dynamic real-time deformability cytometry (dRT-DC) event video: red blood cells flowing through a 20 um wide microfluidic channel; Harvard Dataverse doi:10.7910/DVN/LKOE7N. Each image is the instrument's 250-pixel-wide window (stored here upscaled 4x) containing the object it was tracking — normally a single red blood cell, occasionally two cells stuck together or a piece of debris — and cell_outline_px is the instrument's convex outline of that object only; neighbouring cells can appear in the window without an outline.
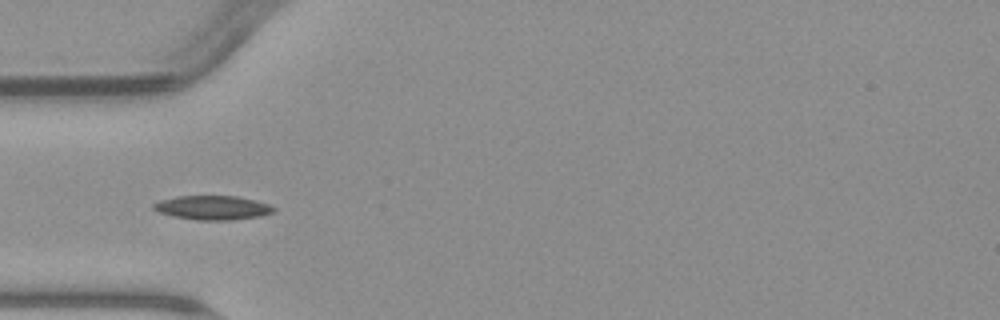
{"species": "common noctule bat (a hibernating species)", "species_latin": "Nyctalus noctula", "temperature_condition": "warm", "stored_images_in_passage": 7, "camera_frame_rate_fps": 3000, "um_per_image_px": 0.085, "animal": {"sex": "male", "body_mass_g": 23.1, "forearm_length_mm": 52.7}, "frame": {"image": 1, "passage_image": 5, "time_ms": 5.0, "image_size_px": [1000, 320], "cell_outline_px": [[276, 212], [260, 216], [232, 220], [196, 220], [172, 216], [160, 212], [152, 208], [152, 204], [160, 200], [176, 196], [236, 196], [256, 200], [268, 204], [276, 208]], "centroid_in_image_um": [18.09, 17.65], "position_along_channel_um": 66.9, "area_um2": 16.99}}
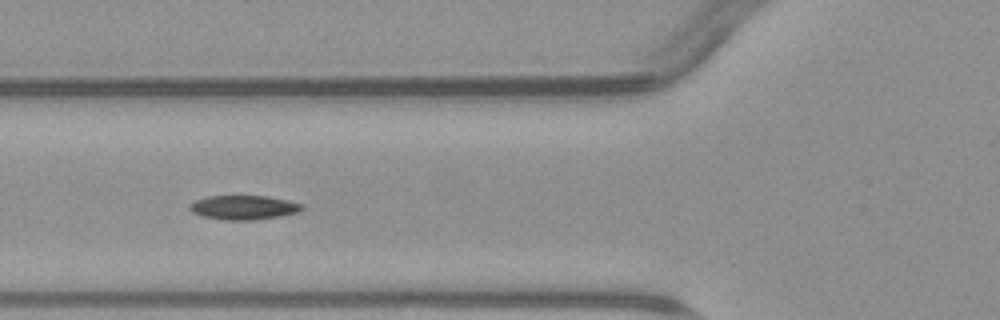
{"frame": {"image": 2, "passage_image": 6, "time_ms": 6.0, "image_size_px": [1000, 320], "cell_outline_px": [[304, 208], [300, 212], [280, 216], [252, 220], [224, 220], [204, 216], [192, 212], [188, 208], [188, 204], [196, 200], [208, 196], [268, 196], [288, 200], [300, 204]], "centroid_in_image_um": [20.7, 17.63], "position_along_channel_um": 105.1, "area_um2": 15.84}}
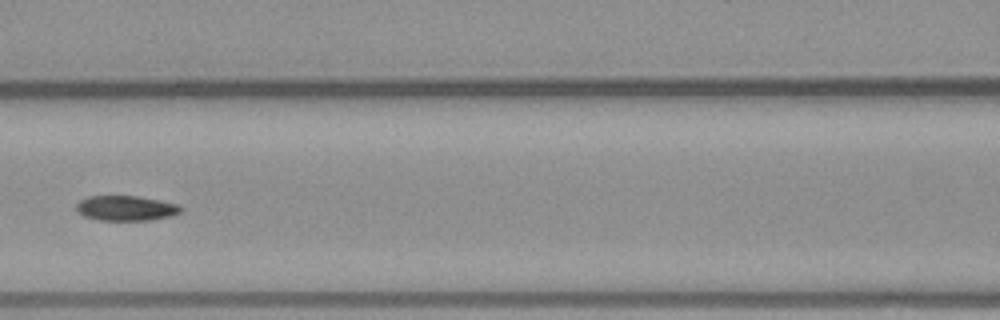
{"frame": {"image": 3, "passage_image": 7, "time_ms": 7.333, "image_size_px": [1000, 320], "cell_outline_px": [[180, 212], [172, 216], [148, 220], [100, 220], [84, 216], [76, 212], [76, 204], [80, 200], [88, 196], [136, 196], [180, 204]], "centroid_in_image_um": [10.67, 17.69], "position_along_channel_um": 155.9, "area_um2": 15.2}}